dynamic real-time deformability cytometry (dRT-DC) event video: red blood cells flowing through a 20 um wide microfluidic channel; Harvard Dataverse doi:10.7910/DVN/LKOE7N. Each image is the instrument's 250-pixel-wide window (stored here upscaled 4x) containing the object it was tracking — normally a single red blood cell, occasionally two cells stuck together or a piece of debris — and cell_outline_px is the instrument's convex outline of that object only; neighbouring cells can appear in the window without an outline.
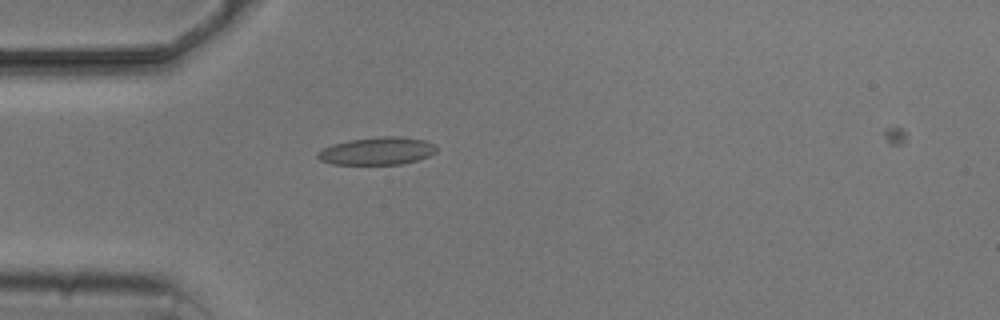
{"species": "common noctule bat (a hibernating species)", "species_latin": "Nyctalus noctula", "temperature_condition": "cold", "stored_images_in_passage": 1, "camera_frame_rate_fps": 3000, "um_per_image_px": 0.085, "animal": {"sex": "male", "body_mass_g": 20.5, "forearm_length_mm": 52.5}, "frame": {"image": 1, "passage_image": 1, "time_ms": 0.0, "image_size_px": [1000, 320], "cell_outline_px": [[436, 152], [428, 156], [416, 160], [400, 164], [332, 164], [320, 160], [316, 156], [316, 152], [332, 144], [348, 140], [376, 136], [404, 136], [424, 140], [436, 144]], "centroid_in_image_um": [32.05, 12.82], "position_along_channel_um": 53.0, "area_um2": 19.31}}